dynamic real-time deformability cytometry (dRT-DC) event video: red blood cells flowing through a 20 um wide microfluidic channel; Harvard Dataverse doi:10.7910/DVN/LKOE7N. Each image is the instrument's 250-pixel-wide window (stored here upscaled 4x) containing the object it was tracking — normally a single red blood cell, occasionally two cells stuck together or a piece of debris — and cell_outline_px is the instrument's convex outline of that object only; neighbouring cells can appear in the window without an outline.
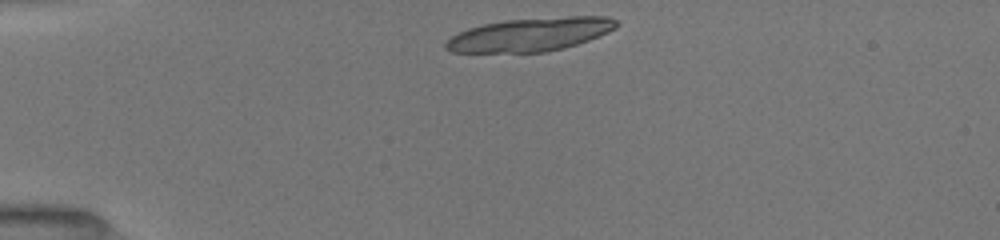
{"species": "common noctule bat (a hibernating species)", "species_latin": "Nyctalus noctula", "temperature_condition": "room temperature", "stored_images_in_passage": 9, "camera_frame_rate_fps": 3000, "um_per_image_px": 0.085, "animal": {"sex": "female", "body_mass_g": 19.5, "forearm_length_mm": 54.1}, "frame": {"image": 1, "passage_image": 2, "time_ms": 0.333, "image_size_px": [1000, 240], "cell_outline_px": [[620, 24], [616, 28], [608, 32], [588, 40], [564, 48], [544, 52], [452, 52], [444, 48], [444, 44], [452, 36], [468, 28], [484, 24], [504, 20], [568, 16], [608, 16], [620, 20]], "centroid_in_image_um": [45.12, 2.92], "position_along_channel_um": 39.9, "area_um2": 33.29}}